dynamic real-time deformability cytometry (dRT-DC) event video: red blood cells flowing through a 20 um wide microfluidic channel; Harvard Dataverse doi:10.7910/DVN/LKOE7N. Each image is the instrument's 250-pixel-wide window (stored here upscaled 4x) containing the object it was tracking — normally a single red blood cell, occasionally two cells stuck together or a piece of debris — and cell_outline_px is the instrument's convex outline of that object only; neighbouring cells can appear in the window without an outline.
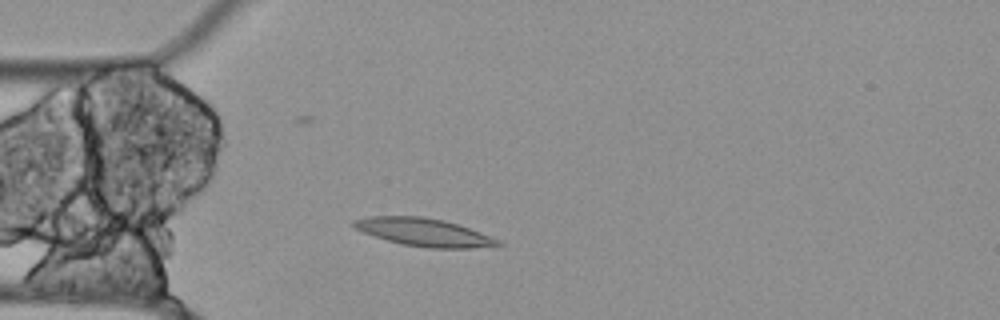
{"species": "Egyptian fruit bat (a non-hibernating species)", "species_latin": "Rousettus aegyptiacus", "temperature_condition": "cold", "stored_images_in_passage": 51, "camera_frame_rate_fps": 3000, "um_per_image_px": 0.085, "animal": {"sex": "female"}, "frame": {"image": 1, "passage_image": 9, "time_ms": 2.667, "image_size_px": [1000, 320], "cell_outline_px": [[504, 244], [472, 248], [428, 248], [400, 244], [364, 232], [356, 228], [352, 224], [352, 220], [372, 216], [420, 216], [444, 220], [468, 228], [500, 240]], "centroid_in_image_um": [36.03, 19.74], "position_along_channel_um": 49.0, "area_um2": 23.06}}
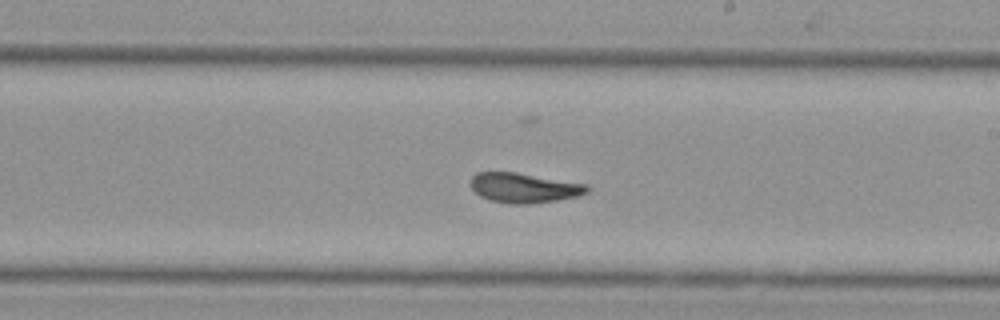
{"frame": {"image": 2, "passage_image": 26, "time_ms": 8.333, "image_size_px": [1000, 320], "cell_outline_px": [[592, 188], [588, 192], [580, 196], [556, 200], [528, 204], [508, 204], [488, 200], [480, 196], [472, 188], [472, 176], [476, 172], [516, 172], [588, 184]], "centroid_in_image_um": [44.59, 15.97], "position_along_channel_um": 244.4, "area_um2": 20.4}}
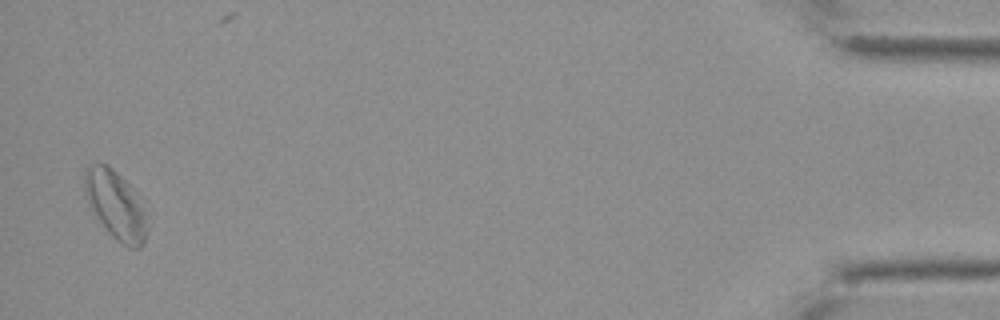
{"frame": {"image": 3, "passage_image": 49, "time_ms": 16.0, "image_size_px": [1000, 320], "cell_outline_px": [[144, 244], [140, 248], [128, 248], [116, 240], [108, 232], [92, 212], [88, 204], [84, 188], [84, 176], [88, 168], [92, 164], [108, 164], [128, 184], [144, 212]], "centroid_in_image_um": [9.76, 17.44], "position_along_channel_um": 425.4, "area_um2": 23.99}, "authors_computed_cell_mechanics": {"area_um2": 21.0392, "velocity_mm_per_s": 3.4831, "shape_relaxation_time_tau1_ms": null, "shape_relaxation_time_tau2_ms": 3.2448, "deformation_change_tau1": null, "deformation_change_tau2": 0.1161}}